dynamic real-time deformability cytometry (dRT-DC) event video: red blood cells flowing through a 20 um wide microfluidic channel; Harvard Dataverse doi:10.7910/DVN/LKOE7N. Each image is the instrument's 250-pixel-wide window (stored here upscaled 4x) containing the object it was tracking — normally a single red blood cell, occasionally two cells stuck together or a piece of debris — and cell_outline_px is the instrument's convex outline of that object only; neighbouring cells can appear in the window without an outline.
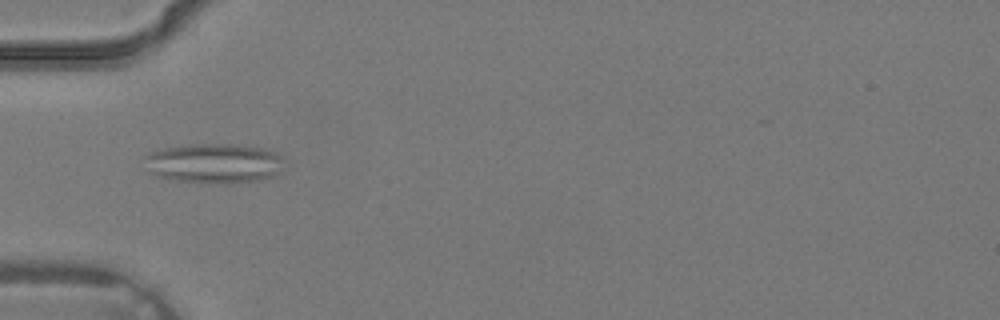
{"species": "common noctule bat (a hibernating species)", "species_latin": "Nyctalus noctula", "temperature_condition": "warm", "stored_images_in_passage": 3, "camera_frame_rate_fps": 3000, "um_per_image_px": 0.085, "animal": {"sex": "male", "body_mass_g": 19.2, "forearm_length_mm": 51.8}, "frame": {"image": 1, "passage_image": 3, "time_ms": 0.667, "image_size_px": [1000, 320], "cell_outline_px": [[280, 156], [272, 176], [256, 180], [228, 184], [224, 184], [176, 180], [156, 176], [148, 172], [144, 156], [152, 152], [164, 148], [192, 144], [232, 144], [264, 148], [276, 152]], "centroid_in_image_um": [18.08, 13.87], "position_along_channel_um": 66.9, "area_um2": 31.67}}